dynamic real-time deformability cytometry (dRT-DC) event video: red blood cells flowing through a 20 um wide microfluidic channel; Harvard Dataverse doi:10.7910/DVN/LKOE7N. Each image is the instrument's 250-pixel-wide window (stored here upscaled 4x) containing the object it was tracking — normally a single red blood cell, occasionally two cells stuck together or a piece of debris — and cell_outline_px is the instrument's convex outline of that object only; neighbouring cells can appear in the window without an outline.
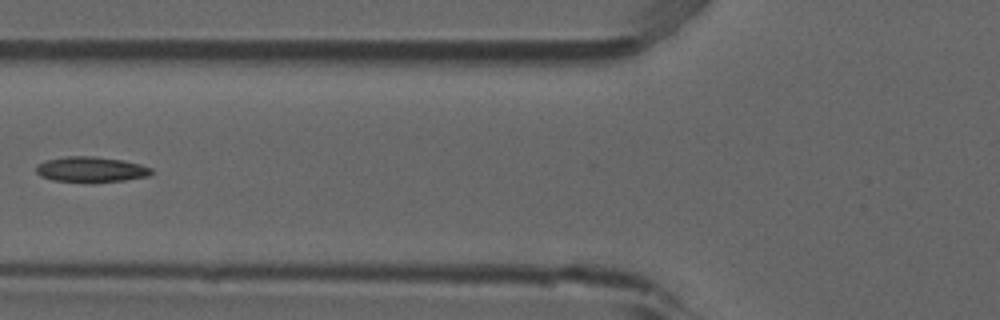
{"species": "common noctule bat (a hibernating species)", "species_latin": "Nyctalus noctula", "temperature_condition": "room temperature", "stored_images_in_passage": 7, "camera_frame_rate_fps": 3000, "um_per_image_px": 0.085, "animal": {"sex": "male", "forearm_length_mm": 52.5}, "frame": {"image": 1, "passage_image": 6, "time_ms": 1.667, "image_size_px": [1000, 320], "cell_outline_px": [[152, 172], [148, 176], [124, 180], [88, 184], [52, 180], [40, 176], [36, 172], [36, 164], [44, 160], [64, 156], [96, 156], [124, 160], [140, 164], [152, 168]], "centroid_in_image_um": [7.69, 14.41], "position_along_channel_um": 118.1, "area_um2": 17.69}}
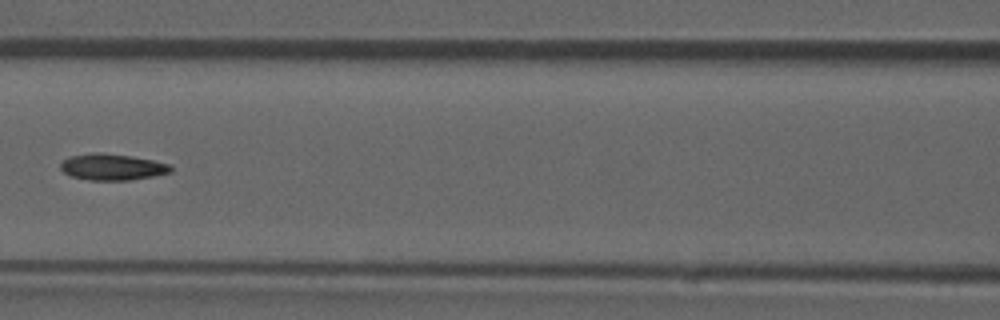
{"frame": {"image": 2, "passage_image": 7, "time_ms": 2.0, "image_size_px": [1000, 320], "cell_outline_px": [[172, 172], [152, 176], [128, 180], [88, 180], [72, 176], [64, 172], [60, 168], [60, 164], [68, 156], [96, 152], [100, 152], [132, 156], [152, 160], [168, 164], [172, 168]], "centroid_in_image_um": [9.51, 14.19], "position_along_channel_um": 157.1, "area_um2": 16.82}}